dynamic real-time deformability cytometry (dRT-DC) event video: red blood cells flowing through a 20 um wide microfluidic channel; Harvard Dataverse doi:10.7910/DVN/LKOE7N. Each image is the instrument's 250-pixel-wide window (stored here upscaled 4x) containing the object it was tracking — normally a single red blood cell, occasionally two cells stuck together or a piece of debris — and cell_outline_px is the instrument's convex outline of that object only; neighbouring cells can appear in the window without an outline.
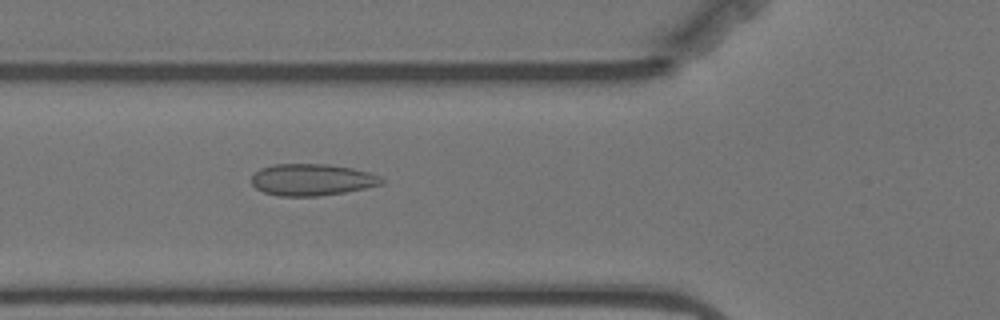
{"species": "Egyptian fruit bat (a non-hibernating species)", "species_latin": "Rousettus aegyptiacus", "temperature_condition": "warm", "stored_images_in_passage": 33, "camera_frame_rate_fps": 3000, "um_per_image_px": 0.085, "animal": {"sex": "female"}, "frame": {"image": 1, "passage_image": 9, "time_ms": 2.667, "image_size_px": [1000, 320], "cell_outline_px": [[384, 184], [344, 192], [316, 196], [280, 196], [264, 192], [256, 188], [252, 184], [252, 176], [260, 168], [272, 164], [328, 164], [352, 168], [368, 172], [380, 176], [384, 180]], "centroid_in_image_um": [26.51, 15.27], "position_along_channel_um": 99.3, "area_um2": 23.99}}
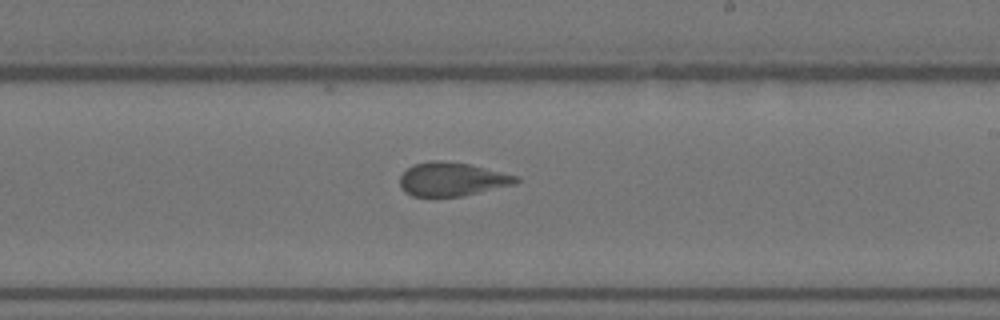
{"frame": {"image": 2, "passage_image": 22, "time_ms": 7.0, "image_size_px": [1000, 320], "cell_outline_px": [[520, 180], [516, 184], [460, 196], [412, 196], [404, 192], [400, 188], [400, 176], [412, 164], [432, 160], [440, 160], [468, 164], [520, 176]], "centroid_in_image_um": [38.41, 15.23], "position_along_channel_um": 250.6, "area_um2": 22.77}}
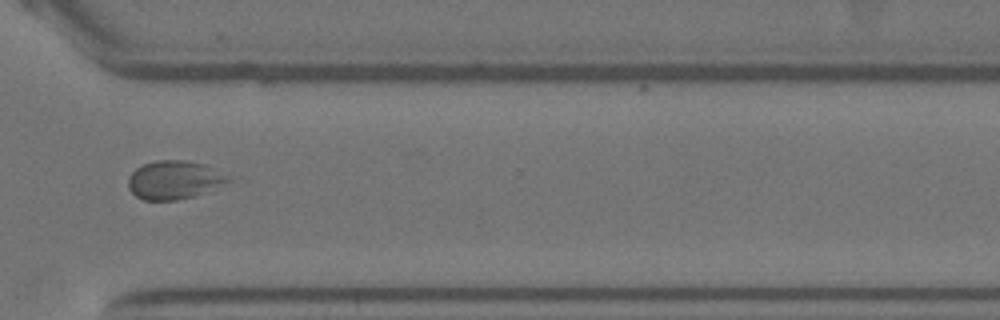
{"frame": {"image": 3, "passage_image": 31, "time_ms": 10.0, "image_size_px": [1000, 320], "cell_outline_px": [[248, 180], [192, 196], [176, 200], [144, 200], [136, 196], [128, 188], [128, 176], [136, 168], [144, 164], [156, 160], [184, 160], [204, 164], [240, 176]], "centroid_in_image_um": [15.09, 15.28], "position_along_channel_um": 355.5, "area_um2": 23.87}, "authors_computed_cell_mechanics": {"area_um2": 23.698, "velocity_mm_per_s": 3.4901, "shape_relaxation_time_tau1_ms": null, "shape_relaxation_time_tau2_ms": 0.8297, "deformation_change_tau1": null, "deformation_change_tau2": 0.0565}}